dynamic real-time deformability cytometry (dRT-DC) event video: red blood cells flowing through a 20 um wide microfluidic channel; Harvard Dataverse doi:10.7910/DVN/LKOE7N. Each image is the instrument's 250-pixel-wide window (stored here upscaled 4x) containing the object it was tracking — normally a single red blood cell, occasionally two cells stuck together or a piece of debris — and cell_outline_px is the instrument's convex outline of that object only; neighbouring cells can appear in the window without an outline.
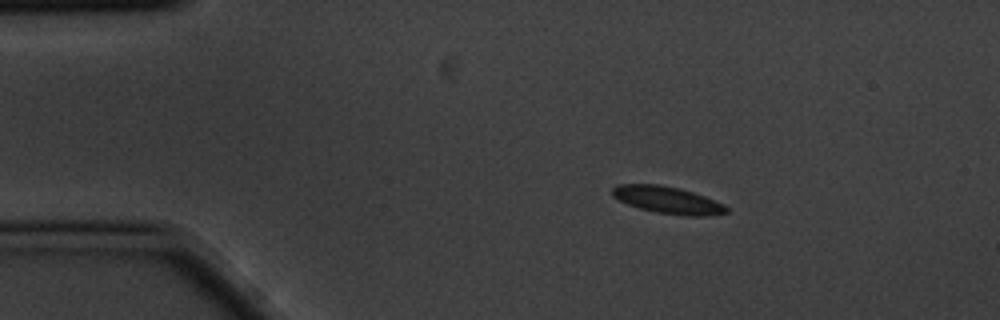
{"species": "common noctule bat (a hibernating species)", "species_latin": "Nyctalus noctula", "temperature_condition": "cold", "stored_images_in_passage": 4, "camera_frame_rate_fps": 3000, "um_per_image_px": 0.085, "animal": {"sex": "male", "body_mass_g": 20.1, "forearm_length_mm": 53.5}, "frame": {"image": 1, "passage_image": 2, "time_ms": 0.333, "image_size_px": [1000, 320], "cell_outline_px": [[728, 212], [708, 216], [684, 216], [656, 212], [640, 208], [628, 204], [612, 196], [612, 188], [616, 184], [660, 184], [680, 188], [704, 196], [724, 204], [728, 208]], "centroid_in_image_um": [56.75, 17.0], "position_along_channel_um": 28.2, "area_um2": 18.03}}